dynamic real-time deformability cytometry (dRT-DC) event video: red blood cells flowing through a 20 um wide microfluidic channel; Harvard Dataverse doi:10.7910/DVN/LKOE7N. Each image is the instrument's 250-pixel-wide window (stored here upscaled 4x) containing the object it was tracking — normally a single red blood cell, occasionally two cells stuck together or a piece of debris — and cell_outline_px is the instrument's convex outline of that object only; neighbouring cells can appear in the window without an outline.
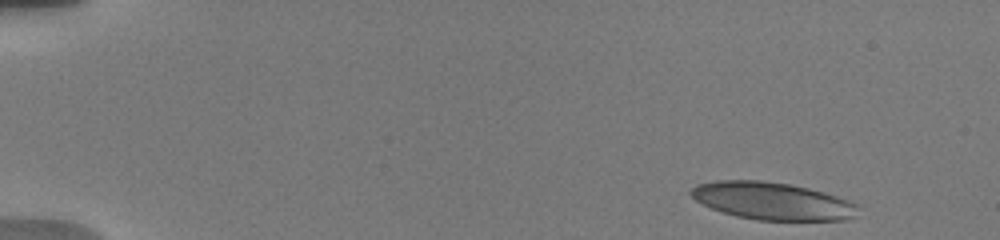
{"species": "human", "species_latin": "Homo sapiens", "temperature_condition": "warm", "stored_images_in_passage": 20, "camera_frame_rate_fps": 3000, "um_per_image_px": 0.085, "donor": {"sex": "male"}, "frame": {"image": 1, "passage_image": 1, "time_ms": 0.0, "image_size_px": [1000, 240], "cell_outline_px": [[860, 208], [856, 216], [844, 220], [756, 220], [736, 216], [712, 208], [696, 200], [688, 192], [696, 184], [716, 180], [760, 180], [792, 184], [824, 192], [860, 204]], "centroid_in_image_um": [65.68, 17.08], "position_along_channel_um": 19.3, "area_um2": 36.65}}
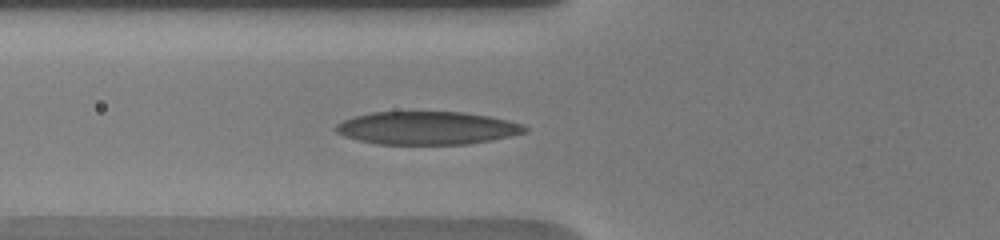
{"frame": {"image": 2, "passage_image": 11, "time_ms": 5.333, "image_size_px": [1000, 240], "cell_outline_px": [[528, 132], [492, 140], [468, 144], [376, 144], [344, 136], [336, 132], [332, 128], [336, 124], [352, 116], [372, 112], [464, 112], [488, 116], [508, 120], [520, 124], [528, 128]], "centroid_in_image_um": [36.28, 10.88], "position_along_channel_um": 89.5, "area_um2": 36.47}}
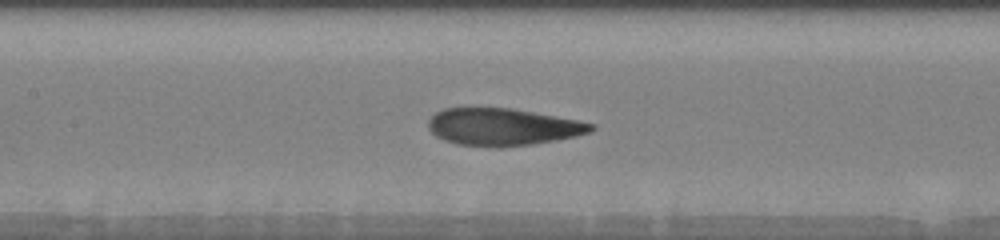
{"frame": {"image": 3, "passage_image": 17, "time_ms": 7.333, "image_size_px": [1000, 240], "cell_outline_px": [[596, 128], [592, 132], [576, 136], [556, 140], [532, 144], [500, 148], [492, 148], [456, 144], [444, 140], [436, 136], [428, 128], [428, 120], [436, 112], [444, 108], [512, 108], [576, 120], [596, 124]], "centroid_in_image_um": [42.73, 10.8], "position_along_channel_um": 164.7, "area_um2": 35.55}}